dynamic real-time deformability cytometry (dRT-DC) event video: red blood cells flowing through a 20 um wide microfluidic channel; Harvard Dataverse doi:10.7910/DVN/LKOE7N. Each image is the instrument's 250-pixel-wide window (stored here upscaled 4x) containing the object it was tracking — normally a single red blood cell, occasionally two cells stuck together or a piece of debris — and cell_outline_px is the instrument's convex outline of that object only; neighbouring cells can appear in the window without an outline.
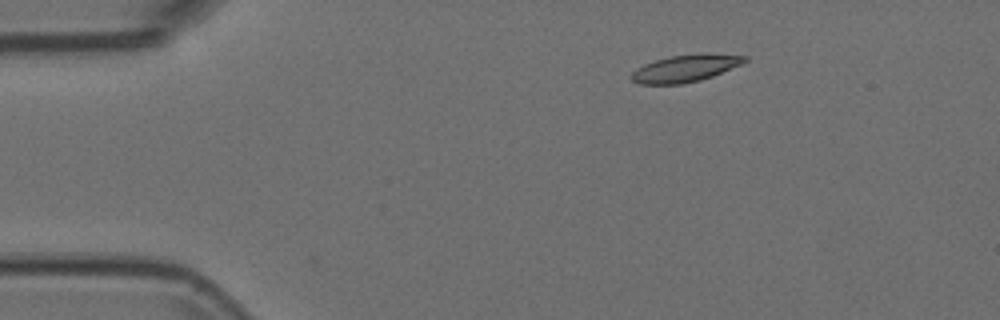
{"species": "Egyptian fruit bat (a non-hibernating species)", "species_latin": "Rousettus aegyptiacus", "temperature_condition": "room temperature", "stored_images_in_passage": 46, "camera_frame_rate_fps": 3000, "um_per_image_px": 0.085, "animal": {"sex": "female"}, "frame": {"image": 1, "passage_image": 1, "time_ms": 0.0, "image_size_px": [1000, 320], "cell_outline_px": [[748, 60], [740, 64], [712, 76], [700, 80], [684, 84], [640, 84], [632, 80], [632, 72], [644, 64], [656, 60], [672, 56], [748, 56]], "centroid_in_image_um": [58.16, 5.87], "position_along_channel_um": 26.8, "area_um2": 16.7}}
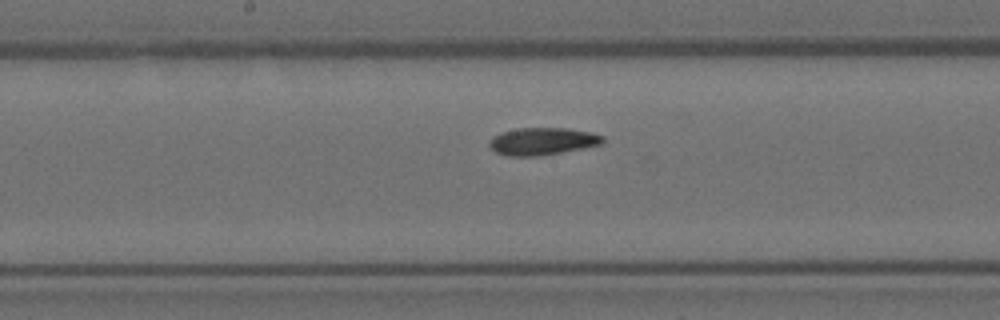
{"frame": {"image": 2, "passage_image": 20, "time_ms": 6.333, "image_size_px": [1000, 320], "cell_outline_px": [[604, 140], [600, 144], [540, 156], [504, 156], [496, 152], [488, 144], [492, 136], [500, 132], [516, 128], [568, 128], [592, 132], [604, 136]], "centroid_in_image_um": [46.06, 12.0], "position_along_channel_um": 202.1, "area_um2": 18.09}}
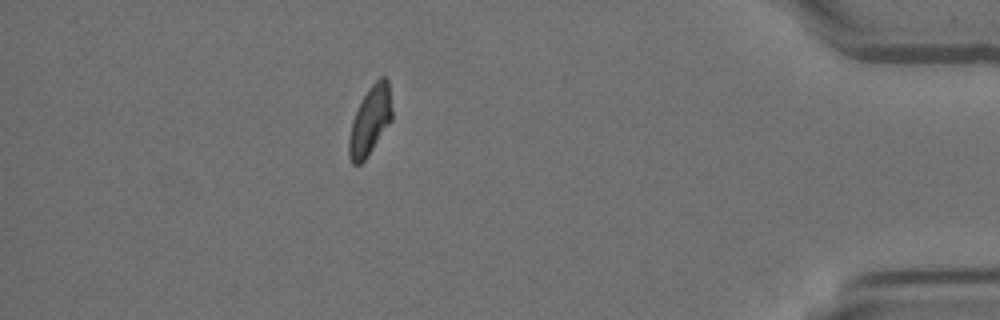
{"frame": {"image": 3, "passage_image": 40, "time_ms": 13.0, "image_size_px": [1000, 320], "cell_outline_px": [[392, 120], [364, 160], [360, 164], [352, 164], [348, 156], [348, 140], [352, 120], [368, 88], [380, 76], [384, 76], [388, 80], [392, 112]], "centroid_in_image_um": [31.45, 10.25], "position_along_channel_um": 403.8, "area_um2": 16.99}}